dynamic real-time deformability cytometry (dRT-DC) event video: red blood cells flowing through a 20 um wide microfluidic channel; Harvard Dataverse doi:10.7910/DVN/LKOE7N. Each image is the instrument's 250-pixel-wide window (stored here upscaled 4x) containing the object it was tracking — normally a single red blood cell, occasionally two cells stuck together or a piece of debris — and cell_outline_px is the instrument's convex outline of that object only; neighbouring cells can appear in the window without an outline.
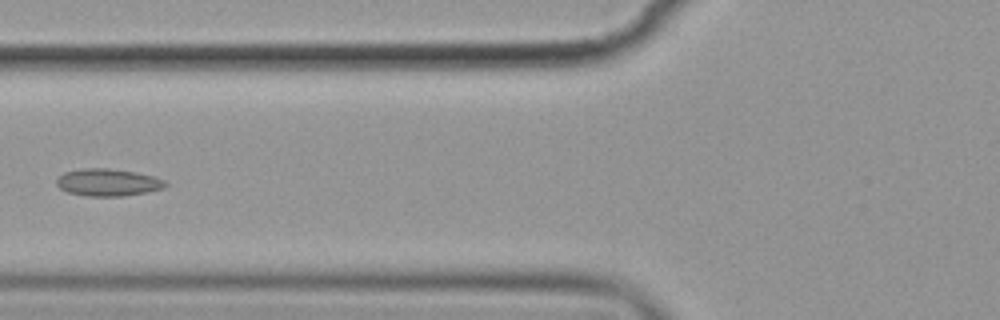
{"species": "common noctule bat (a hibernating species)", "species_latin": "Nyctalus noctula", "temperature_condition": "cold", "stored_images_in_passage": 9, "camera_frame_rate_fps": 3000, "um_per_image_px": 0.085, "animal": {"sex": "female", "body_mass_g": 19.9}, "frame": {"image": 1, "passage_image": 6, "time_ms": 6.0, "image_size_px": [1000, 320], "cell_outline_px": [[168, 184], [164, 188], [148, 192], [120, 196], [88, 196], [68, 192], [60, 188], [56, 184], [56, 180], [64, 172], [80, 168], [108, 168], [136, 172], [152, 176], [164, 180]], "centroid_in_image_um": [9.17, 15.5], "position_along_channel_um": 116.6, "area_um2": 17.28}}
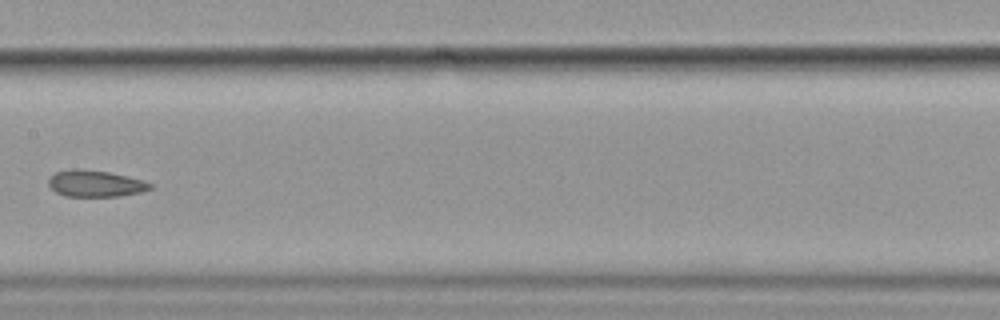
{"frame": {"image": 2, "passage_image": 8, "time_ms": 8.333, "image_size_px": [1000, 320], "cell_outline_px": [[152, 188], [140, 192], [120, 196], [64, 196], [56, 192], [48, 184], [48, 180], [56, 172], [76, 168], [80, 168], [108, 172], [144, 180], [152, 184]], "centroid_in_image_um": [8.11, 15.6], "position_along_channel_um": 199.3, "area_um2": 15.61}}
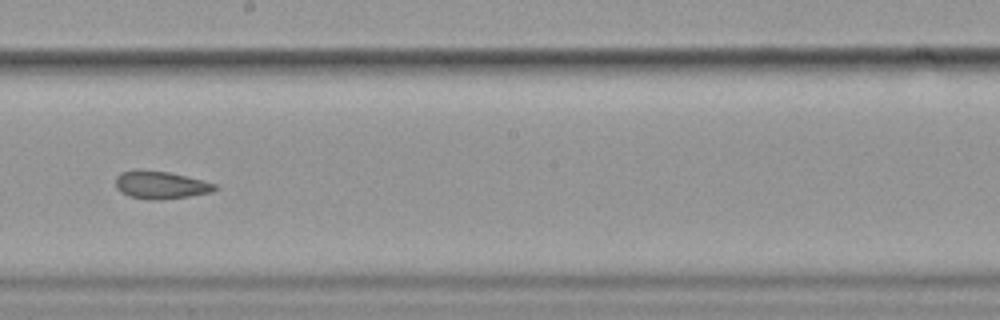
{"frame": {"image": 3, "passage_image": 9, "time_ms": 9.333, "image_size_px": [1000, 320], "cell_outline_px": [[220, 188], [212, 192], [188, 196], [156, 200], [152, 200], [128, 196], [120, 192], [116, 188], [116, 176], [120, 172], [168, 172], [216, 184]], "centroid_in_image_um": [13.68, 15.76], "position_along_channel_um": 234.5, "area_um2": 15.43}}